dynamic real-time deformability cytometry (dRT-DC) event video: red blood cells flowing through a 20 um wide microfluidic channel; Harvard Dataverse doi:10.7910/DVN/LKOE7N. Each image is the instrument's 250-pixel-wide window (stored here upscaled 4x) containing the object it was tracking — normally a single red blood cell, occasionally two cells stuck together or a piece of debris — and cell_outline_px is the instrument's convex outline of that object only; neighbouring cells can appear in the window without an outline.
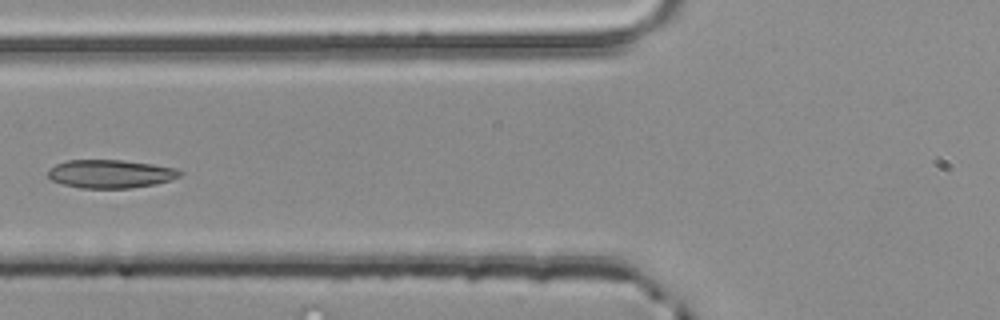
{"species": "common noctule bat (a hibernating species)", "species_latin": "Nyctalus noctula", "temperature_condition": "room temperature", "stored_images_in_passage": 5, "camera_frame_rate_fps": 3000, "um_per_image_px": 0.085, "animal": {"sex": "male", "body_mass_g": 20.4}, "frame": {"image": 1, "passage_image": 5, "time_ms": 1.333, "image_size_px": [1000, 320], "cell_outline_px": [[184, 172], [180, 176], [172, 180], [156, 184], [132, 188], [80, 188], [64, 184], [52, 180], [48, 176], [48, 168], [56, 164], [68, 160], [120, 160], [152, 164], [176, 168]], "centroid_in_image_um": [9.42, 14.78], "position_along_channel_um": 116.4, "area_um2": 21.85}}